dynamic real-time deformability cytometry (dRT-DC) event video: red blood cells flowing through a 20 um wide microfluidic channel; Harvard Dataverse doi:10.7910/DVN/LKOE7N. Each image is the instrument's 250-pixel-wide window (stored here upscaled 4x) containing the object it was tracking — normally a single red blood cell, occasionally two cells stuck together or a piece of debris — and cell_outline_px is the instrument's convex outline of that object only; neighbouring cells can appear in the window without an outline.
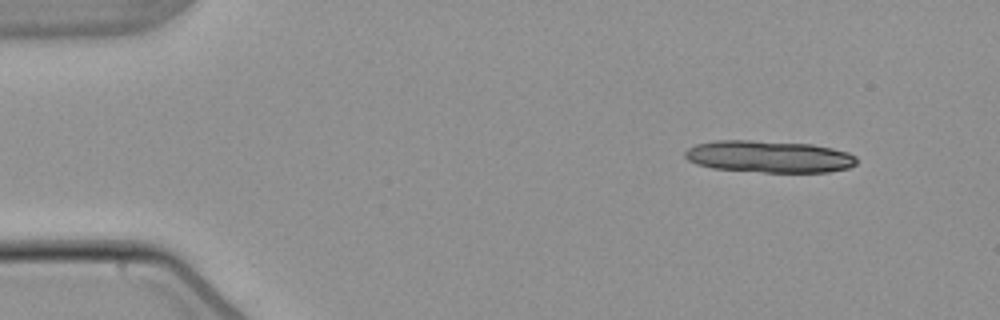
{"species": "common noctule bat (a hibernating species)", "species_latin": "Nyctalus noctula", "temperature_condition": "warm", "stored_images_in_passage": 4, "camera_frame_rate_fps": 3000, "um_per_image_px": 0.085, "animal": {"sex": "male", "body_mass_g": 21.5, "forearm_length_mm": 52.0}, "frame": {"image": 1, "passage_image": 1, "time_ms": 0.0, "image_size_px": [1000, 320], "cell_outline_px": [[856, 164], [848, 168], [828, 172], [764, 172], [712, 168], [696, 164], [688, 160], [684, 156], [684, 152], [688, 148], [696, 144], [716, 140], [752, 140], [812, 144], [832, 148], [848, 152], [856, 156]], "centroid_in_image_um": [65.36, 13.31], "position_along_channel_um": 19.6, "area_um2": 32.08}}